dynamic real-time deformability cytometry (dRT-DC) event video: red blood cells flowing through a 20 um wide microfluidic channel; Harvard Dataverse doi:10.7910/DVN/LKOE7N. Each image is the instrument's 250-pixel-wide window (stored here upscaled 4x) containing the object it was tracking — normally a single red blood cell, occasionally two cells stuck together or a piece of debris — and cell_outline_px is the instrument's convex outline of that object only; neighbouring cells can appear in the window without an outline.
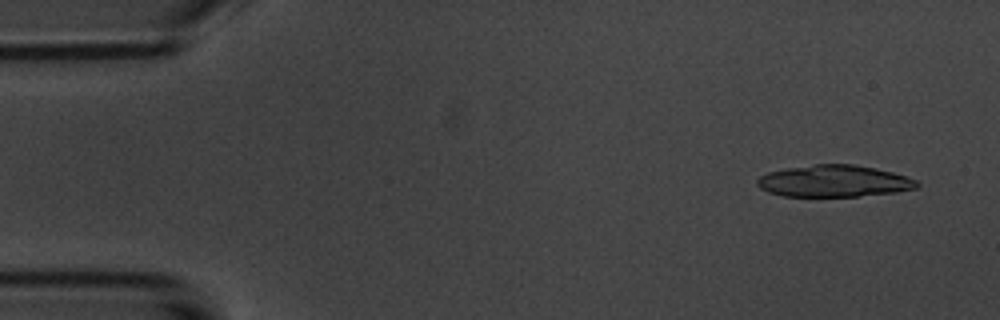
{"species": "common noctule bat (a hibernating species)", "species_latin": "Nyctalus noctula", "temperature_condition": "room temperature", "stored_images_in_passage": 4, "camera_frame_rate_fps": 3000, "um_per_image_px": 0.085, "animal": {"sex": "male", "body_mass_g": 20.1, "forearm_length_mm": 53.5}, "frame": {"image": 1, "passage_image": 1, "time_ms": 0.0, "image_size_px": [1000, 320], "cell_outline_px": [[920, 184], [916, 188], [896, 192], [856, 196], [784, 196], [768, 192], [760, 188], [756, 184], [756, 180], [760, 176], [768, 172], [788, 168], [816, 164], [856, 164], [876, 168], [892, 172], [916, 180]], "centroid_in_image_um": [70.87, 15.39], "position_along_channel_um": 14.1, "area_um2": 29.48}}